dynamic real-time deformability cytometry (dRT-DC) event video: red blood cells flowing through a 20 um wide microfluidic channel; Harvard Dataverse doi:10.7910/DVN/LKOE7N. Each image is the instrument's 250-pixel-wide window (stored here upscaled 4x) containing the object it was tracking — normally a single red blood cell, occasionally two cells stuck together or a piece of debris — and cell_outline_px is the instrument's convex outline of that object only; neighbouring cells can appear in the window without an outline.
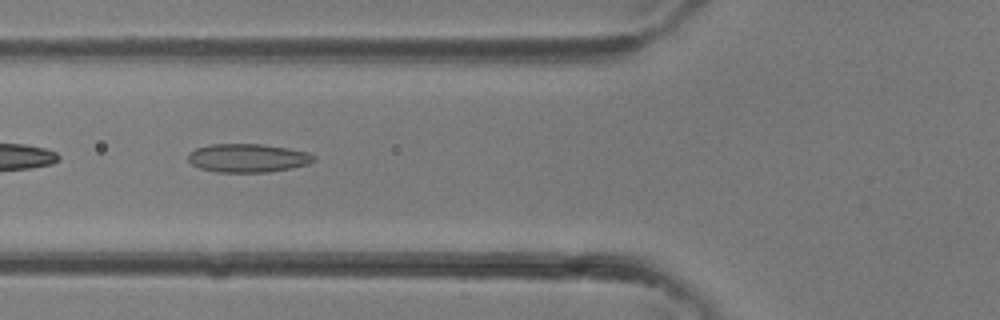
{"species": "common noctule bat (a hibernating species)", "species_latin": "Nyctalus noctula", "temperature_condition": "room temperature", "stored_images_in_passage": 23, "camera_frame_rate_fps": 3000, "um_per_image_px": 0.085, "animal": {"sex": "female"}, "frame": {"image": 1, "passage_image": 10, "time_ms": 3.0, "image_size_px": [1000, 320], "cell_outline_px": [[316, 160], [308, 164], [292, 168], [268, 172], [216, 172], [200, 168], [192, 164], [188, 160], [188, 152], [196, 148], [212, 144], [264, 144], [288, 148], [308, 152], [316, 156]], "centroid_in_image_um": [21.08, 13.43], "position_along_channel_um": 104.7, "area_um2": 21.04}}
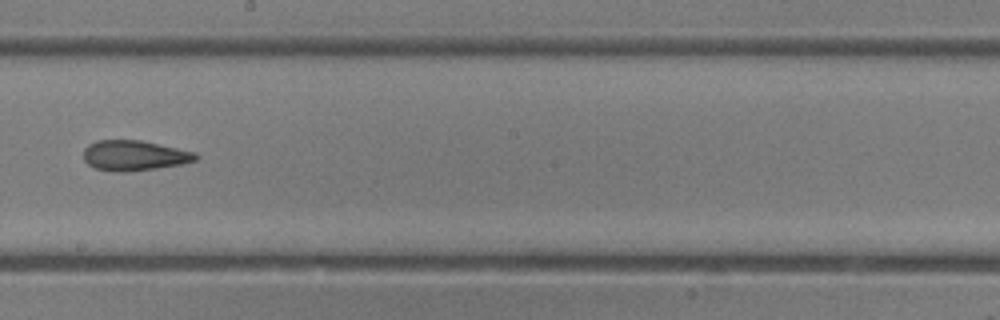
{"frame": {"image": 2, "passage_image": 17, "time_ms": 5.333, "image_size_px": [1000, 320], "cell_outline_px": [[200, 156], [196, 160], [184, 164], [156, 168], [124, 172], [120, 172], [96, 168], [88, 164], [84, 160], [84, 148], [88, 144], [96, 140], [140, 140], [196, 152]], "centroid_in_image_um": [11.43, 13.21], "position_along_channel_um": 236.8, "area_um2": 19.77}}